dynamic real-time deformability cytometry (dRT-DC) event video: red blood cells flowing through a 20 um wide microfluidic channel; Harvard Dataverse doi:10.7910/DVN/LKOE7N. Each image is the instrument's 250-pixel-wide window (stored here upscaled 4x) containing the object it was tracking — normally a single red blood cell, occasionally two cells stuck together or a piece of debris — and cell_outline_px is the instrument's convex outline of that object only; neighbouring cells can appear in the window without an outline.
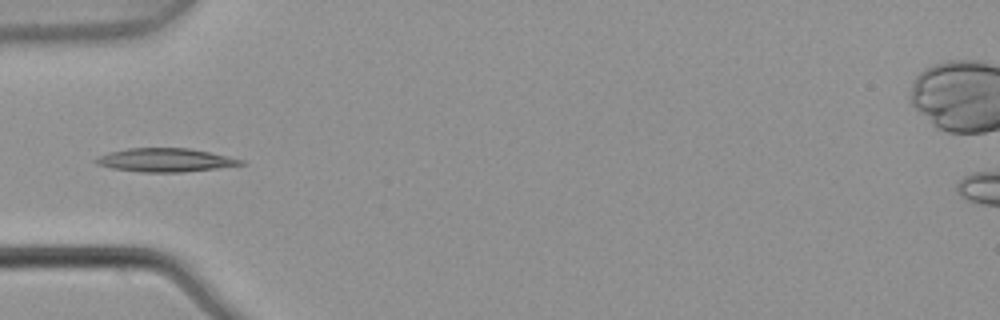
{"species": "common noctule bat (a hibernating species)", "species_latin": "Nyctalus noctula", "temperature_condition": "warm", "stored_images_in_passage": 3, "camera_frame_rate_fps": 3000, "um_per_image_px": 0.085, "animal": {"sex": "male", "body_mass_g": 21.5, "forearm_length_mm": 52.0}, "frame": {"image": 1, "passage_image": 3, "time_ms": 0.667, "image_size_px": [1000, 320], "cell_outline_px": [[248, 164], [216, 168], [180, 172], [140, 172], [112, 168], [96, 164], [92, 160], [108, 152], [128, 148], [188, 148], [208, 152], [244, 160]], "centroid_in_image_um": [14.03, 13.6], "position_along_channel_um": 71.0, "area_um2": 19.77}}